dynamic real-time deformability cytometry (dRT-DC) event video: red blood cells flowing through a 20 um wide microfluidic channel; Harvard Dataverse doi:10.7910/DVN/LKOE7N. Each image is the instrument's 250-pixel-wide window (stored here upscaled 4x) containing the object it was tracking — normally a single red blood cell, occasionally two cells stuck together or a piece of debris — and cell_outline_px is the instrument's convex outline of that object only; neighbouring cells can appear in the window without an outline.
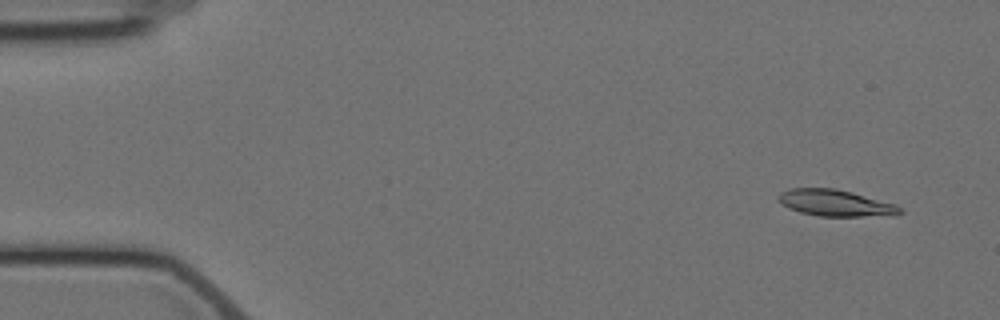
{"species": "Egyptian fruit bat (a non-hibernating species)", "species_latin": "Rousettus aegyptiacus", "temperature_condition": "cold", "stored_images_in_passage": 5, "camera_frame_rate_fps": 3000, "um_per_image_px": 0.085, "animal": {"sex": "female"}, "frame": {"image": 1, "passage_image": 1, "time_ms": 0.0, "image_size_px": [1000, 320], "cell_outline_px": [[904, 212], [896, 216], [820, 216], [800, 212], [788, 208], [780, 204], [776, 196], [780, 192], [788, 188], [836, 188], [852, 192], [896, 204]], "centroid_in_image_um": [71.01, 17.25], "position_along_channel_um": 14.0, "area_um2": 19.07}}
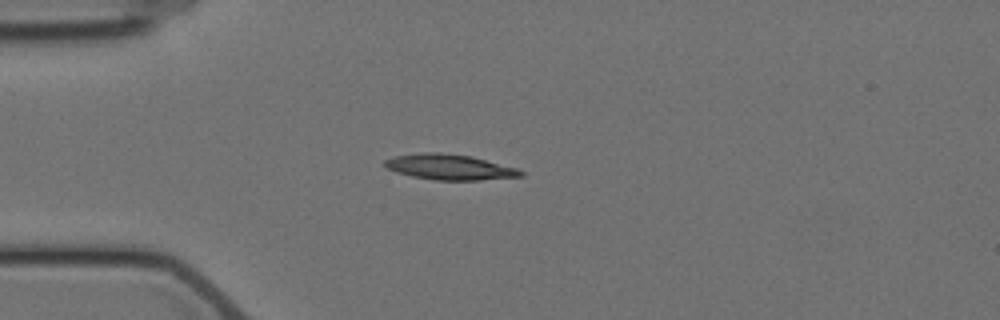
{"frame": {"image": 2, "passage_image": 4, "time_ms": 3.667, "image_size_px": [1000, 320], "cell_outline_px": [[524, 176], [480, 180], [436, 180], [412, 176], [396, 172], [388, 168], [384, 164], [384, 160], [392, 156], [420, 152], [440, 152], [472, 156], [516, 168], [524, 172]], "centroid_in_image_um": [38.2, 14.19], "position_along_channel_um": 46.8, "area_um2": 20.23}}
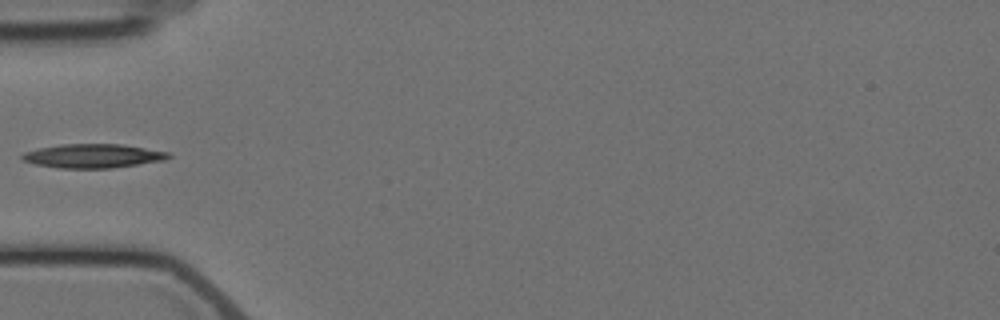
{"frame": {"image": 3, "passage_image": 5, "time_ms": 5.0, "image_size_px": [1000, 320], "cell_outline_px": [[172, 156], [164, 160], [112, 168], [60, 168], [36, 164], [24, 160], [20, 156], [24, 152], [40, 148], [60, 144], [124, 144], [172, 152]], "centroid_in_image_um": [7.97, 13.24], "position_along_channel_um": 77.0, "area_um2": 20.46}}